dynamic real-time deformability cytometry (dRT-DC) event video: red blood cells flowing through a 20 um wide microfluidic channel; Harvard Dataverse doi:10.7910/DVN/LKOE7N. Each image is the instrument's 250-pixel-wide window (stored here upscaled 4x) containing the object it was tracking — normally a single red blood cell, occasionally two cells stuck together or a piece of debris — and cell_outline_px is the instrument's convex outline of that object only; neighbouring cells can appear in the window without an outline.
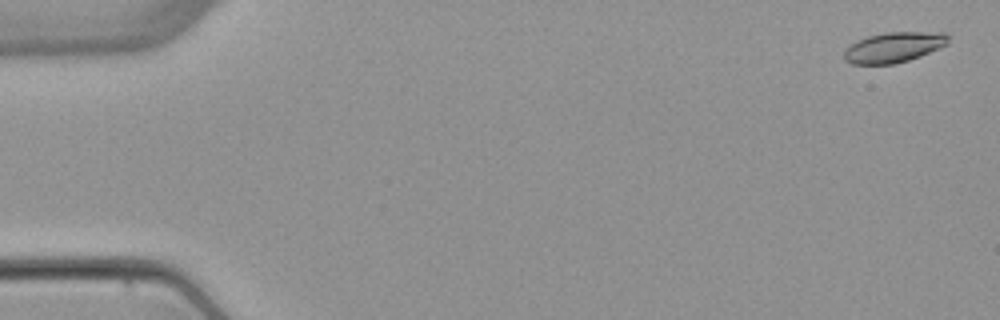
{"species": "common noctule bat (a hibernating species)", "species_latin": "Nyctalus noctula", "temperature_condition": "warm", "stored_images_in_passage": 4, "camera_frame_rate_fps": 3000, "um_per_image_px": 0.085, "animal": {"sex": "female", "body_mass_g": 22.7, "forearm_length_mm": 54.2}, "frame": {"image": 1, "passage_image": 1, "time_ms": 0.0, "image_size_px": [1000, 320], "cell_outline_px": [[948, 44], [940, 48], [920, 56], [908, 60], [892, 64], [852, 64], [844, 60], [844, 48], [856, 40], [868, 36], [888, 32], [944, 32], [948, 36]], "centroid_in_image_um": [75.95, 4.02], "position_along_channel_um": 9.1, "area_um2": 18.5}}
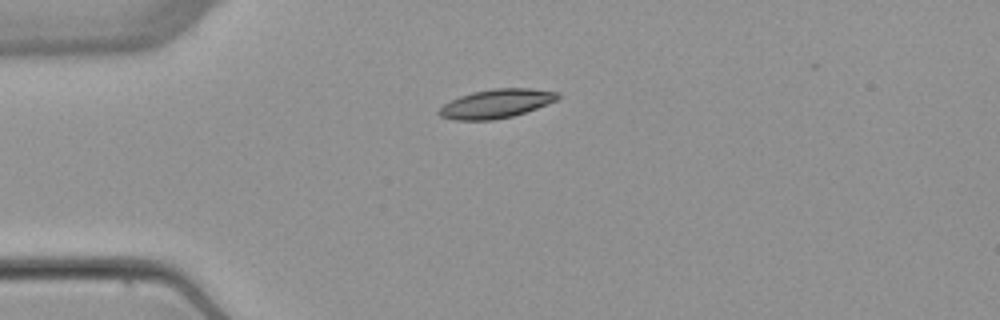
{"frame": {"image": 2, "passage_image": 4, "time_ms": 4.0, "image_size_px": [1000, 320], "cell_outline_px": [[560, 100], [512, 116], [492, 120], [452, 120], [440, 116], [436, 112], [444, 104], [460, 96], [472, 92], [496, 88], [532, 88], [556, 92], [560, 96]], "centroid_in_image_um": [42.18, 8.81], "position_along_channel_um": 42.8, "area_um2": 19.94}}